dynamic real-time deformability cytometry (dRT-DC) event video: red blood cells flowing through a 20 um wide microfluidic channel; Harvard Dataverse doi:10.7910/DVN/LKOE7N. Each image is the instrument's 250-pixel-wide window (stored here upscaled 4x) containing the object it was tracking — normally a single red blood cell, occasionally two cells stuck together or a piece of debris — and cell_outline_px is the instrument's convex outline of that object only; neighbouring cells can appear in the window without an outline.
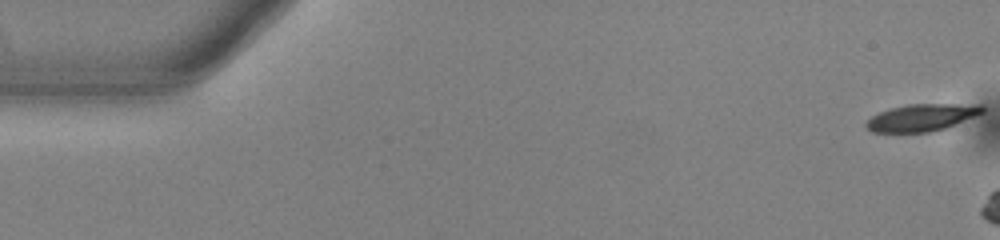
{"species": "common noctule bat (a hibernating species)", "species_latin": "Nyctalus noctula", "temperature_condition": "warm", "stored_images_in_passage": 6, "camera_frame_rate_fps": 3000, "um_per_image_px": 0.085, "animal": {"sex": "male", "body_mass_g": 13.0, "forearm_length_mm": 53.1}, "frame": {"image": 1, "passage_image": 1, "time_ms": 0.0, "image_size_px": [1000, 240], "cell_outline_px": [[984, 112], [944, 128], [932, 132], [872, 132], [864, 124], [872, 116], [880, 112], [892, 108], [908, 104], [984, 104]], "centroid_in_image_um": [78.36, 9.98], "position_along_channel_um": 6.6, "area_um2": 18.15}}